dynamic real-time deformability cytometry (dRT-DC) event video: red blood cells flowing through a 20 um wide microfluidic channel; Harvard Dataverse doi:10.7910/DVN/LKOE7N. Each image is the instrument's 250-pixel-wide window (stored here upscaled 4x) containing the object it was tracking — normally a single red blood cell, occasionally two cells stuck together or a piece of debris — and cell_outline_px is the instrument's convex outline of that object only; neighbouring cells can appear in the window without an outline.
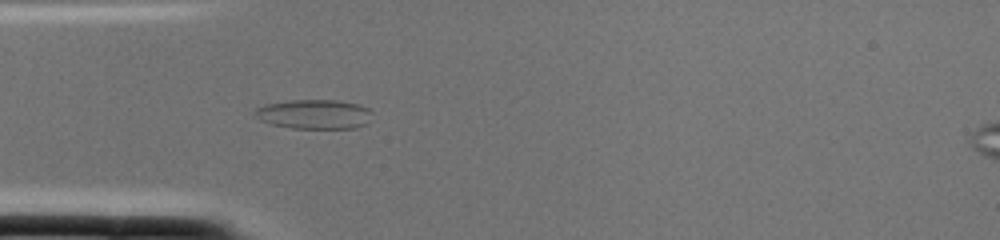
{"species": "common noctule bat (a hibernating species)", "species_latin": "Nyctalus noctula", "temperature_condition": "cold", "stored_images_in_passage": 3, "camera_frame_rate_fps": 3000, "um_per_image_px": 0.085, "animal": {"sex": "female", "body_mass_g": 22.0, "forearm_length_mm": 56.7}, "frame": {"image": 1, "passage_image": 2, "time_ms": 0.333, "image_size_px": [1000, 240], "cell_outline_px": [[372, 112], [368, 124], [356, 128], [292, 128], [272, 124], [260, 120], [252, 112], [256, 108], [264, 104], [288, 100], [336, 100], [360, 104], [368, 108]], "centroid_in_image_um": [26.72, 9.7], "position_along_channel_um": 58.3, "area_um2": 20.35}}